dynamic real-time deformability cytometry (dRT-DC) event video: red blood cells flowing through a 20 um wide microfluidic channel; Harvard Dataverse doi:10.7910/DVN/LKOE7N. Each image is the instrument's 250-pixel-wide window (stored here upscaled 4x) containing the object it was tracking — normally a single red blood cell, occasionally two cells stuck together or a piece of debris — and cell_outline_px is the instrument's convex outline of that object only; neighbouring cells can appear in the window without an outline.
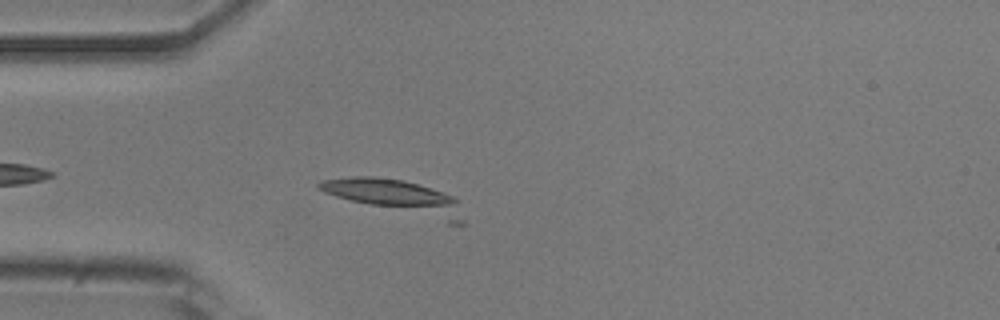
{"species": "common noctule bat (a hibernating species)", "species_latin": "Nyctalus noctula", "temperature_condition": "room temperature", "stored_images_in_passage": 12, "camera_frame_rate_fps": 3000, "um_per_image_px": 0.085, "animal": {"sex": "male", "body_mass_g": 20.5, "forearm_length_mm": 52.5}, "frame": {"image": 1, "passage_image": 8, "time_ms": 2.333, "image_size_px": [1000, 320], "cell_outline_px": [[464, 224], [448, 224], [336, 196], [324, 192], [316, 188], [316, 184], [324, 180], [356, 176], [372, 176], [404, 180], [432, 188], [452, 196], [456, 200], [464, 220]], "centroid_in_image_um": [33.71, 16.74], "position_along_channel_um": 51.3, "area_um2": 27.63}}
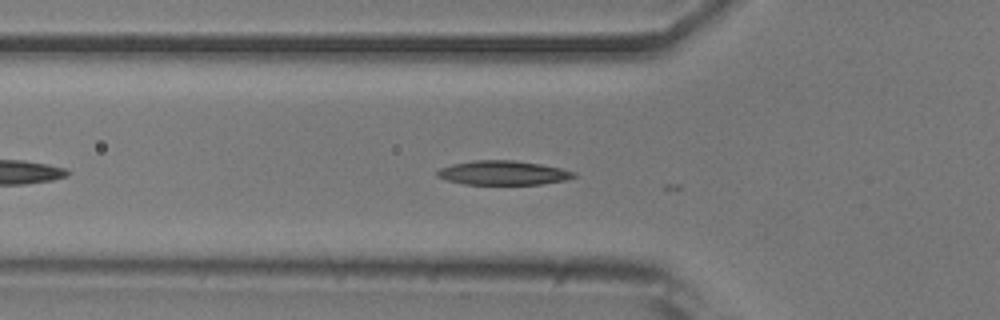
{"frame": {"image": 2, "passage_image": 11, "time_ms": 3.333, "image_size_px": [1000, 320], "cell_outline_px": [[576, 176], [564, 180], [540, 184], [464, 184], [448, 180], [436, 176], [436, 172], [440, 168], [452, 164], [472, 160], [512, 160], [540, 164], [560, 168], [576, 172]], "centroid_in_image_um": [42.74, 14.68], "position_along_channel_um": 83.1, "area_um2": 19.13}}